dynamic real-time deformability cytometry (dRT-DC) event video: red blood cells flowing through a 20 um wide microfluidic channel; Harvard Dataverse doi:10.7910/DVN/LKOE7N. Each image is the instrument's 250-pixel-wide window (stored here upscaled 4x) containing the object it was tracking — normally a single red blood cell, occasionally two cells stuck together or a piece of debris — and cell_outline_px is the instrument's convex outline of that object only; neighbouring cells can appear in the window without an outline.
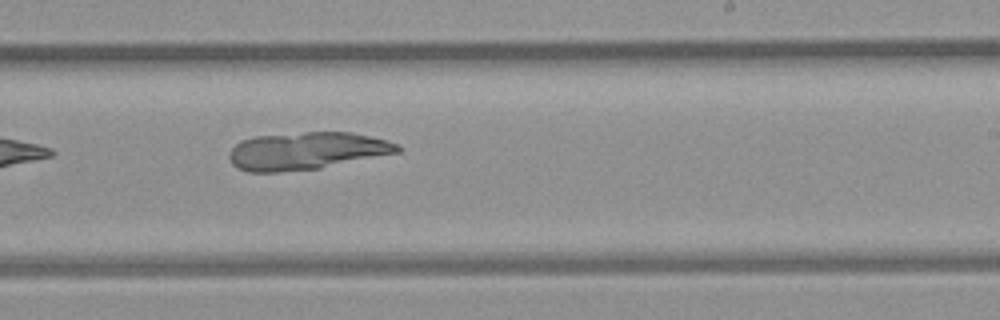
{"species": "common noctule bat (a hibernating species)", "species_latin": "Nyctalus noctula", "temperature_condition": "room temperature", "stored_images_in_passage": 9, "camera_frame_rate_fps": 3000, "um_per_image_px": 0.085, "animal": {"sex": "female", "body_mass_g": 21.9}, "frame": {"image": 1, "passage_image": 9, "time_ms": 10.0, "image_size_px": [1000, 320], "cell_outline_px": [[404, 148], [400, 152], [320, 168], [280, 172], [248, 172], [236, 168], [232, 164], [228, 156], [228, 152], [240, 140], [256, 136], [304, 132], [352, 132], [388, 140]], "centroid_in_image_um": [26.05, 12.83], "position_along_channel_um": 263.0, "area_um2": 36.99}}